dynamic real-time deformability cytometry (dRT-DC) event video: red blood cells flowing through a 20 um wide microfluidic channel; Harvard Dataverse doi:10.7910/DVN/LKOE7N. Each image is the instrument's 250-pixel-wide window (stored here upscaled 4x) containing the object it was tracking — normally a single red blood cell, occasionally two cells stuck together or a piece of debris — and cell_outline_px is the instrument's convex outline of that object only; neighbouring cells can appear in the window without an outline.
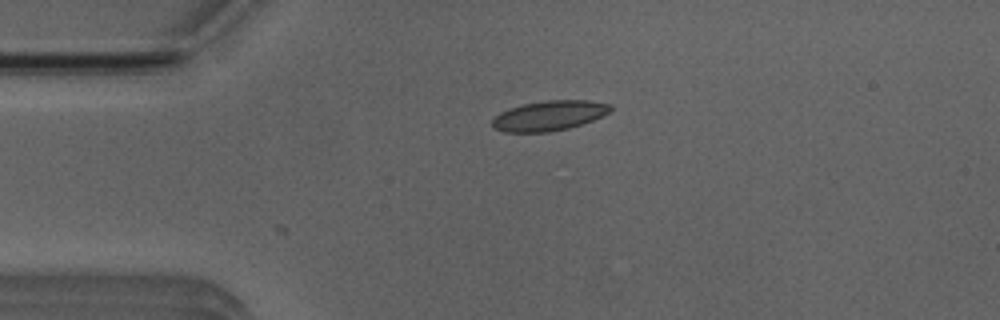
{"species": "Egyptian fruit bat (a non-hibernating species)", "species_latin": "Rousettus aegyptiacus", "temperature_condition": "room temperature", "stored_images_in_passage": 4, "camera_frame_rate_fps": 3000, "um_per_image_px": 0.085, "animal": {"sex": "male"}, "frame": {"image": 1, "passage_image": 4, "time_ms": 3.667, "image_size_px": [1000, 320], "cell_outline_px": [[612, 112], [592, 120], [568, 128], [548, 132], [504, 132], [492, 128], [492, 120], [500, 112], [508, 108], [524, 104], [548, 100], [588, 100], [612, 104]], "centroid_in_image_um": [46.68, 9.83], "position_along_channel_um": 38.3, "area_um2": 20.69}}